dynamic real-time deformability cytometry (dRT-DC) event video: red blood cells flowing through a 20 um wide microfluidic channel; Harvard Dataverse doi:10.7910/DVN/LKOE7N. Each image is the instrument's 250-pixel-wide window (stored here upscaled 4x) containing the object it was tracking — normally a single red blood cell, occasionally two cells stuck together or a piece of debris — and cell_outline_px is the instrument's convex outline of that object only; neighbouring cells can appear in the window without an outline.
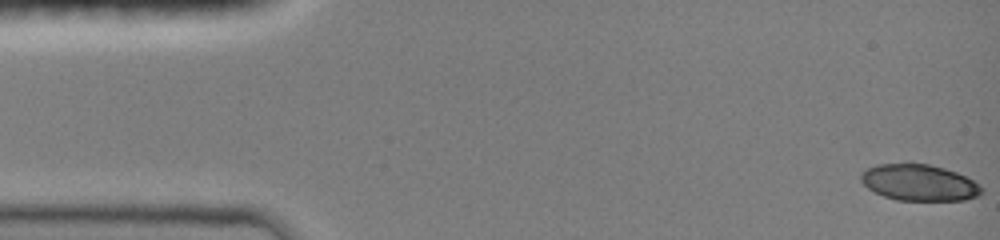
{"species": "common noctule bat (a hibernating species)", "species_latin": "Nyctalus noctula", "temperature_condition": "room temperature", "stored_images_in_passage": 5, "camera_frame_rate_fps": 3000, "um_per_image_px": 0.085, "animal": {"sex": "female", "body_mass_g": 19.0, "forearm_length_mm": 51.5}, "frame": {"image": 1, "passage_image": 1, "time_ms": 0.0, "image_size_px": [1000, 240], "cell_outline_px": [[984, 188], [980, 196], [964, 200], [896, 200], [884, 196], [868, 188], [860, 180], [860, 172], [876, 164], [908, 160], [928, 164], [944, 168], [956, 172], [980, 184]], "centroid_in_image_um": [78.1, 15.48], "position_along_channel_um": 6.9, "area_um2": 26.24}}
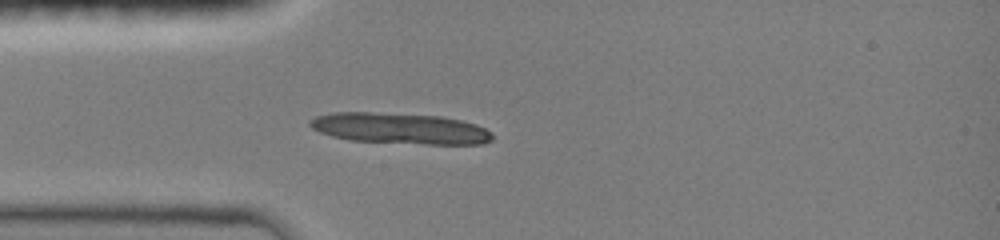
{"frame": {"image": 2, "passage_image": 5, "time_ms": 4.0, "image_size_px": [1000, 240], "cell_outline_px": [[492, 140], [484, 144], [424, 144], [348, 140], [332, 136], [320, 132], [312, 128], [308, 124], [308, 120], [316, 116], [332, 112], [368, 112], [440, 116], [460, 120], [476, 124], [492, 132]], "centroid_in_image_um": [33.98, 10.92], "position_along_channel_um": 51.0, "area_um2": 32.95}}